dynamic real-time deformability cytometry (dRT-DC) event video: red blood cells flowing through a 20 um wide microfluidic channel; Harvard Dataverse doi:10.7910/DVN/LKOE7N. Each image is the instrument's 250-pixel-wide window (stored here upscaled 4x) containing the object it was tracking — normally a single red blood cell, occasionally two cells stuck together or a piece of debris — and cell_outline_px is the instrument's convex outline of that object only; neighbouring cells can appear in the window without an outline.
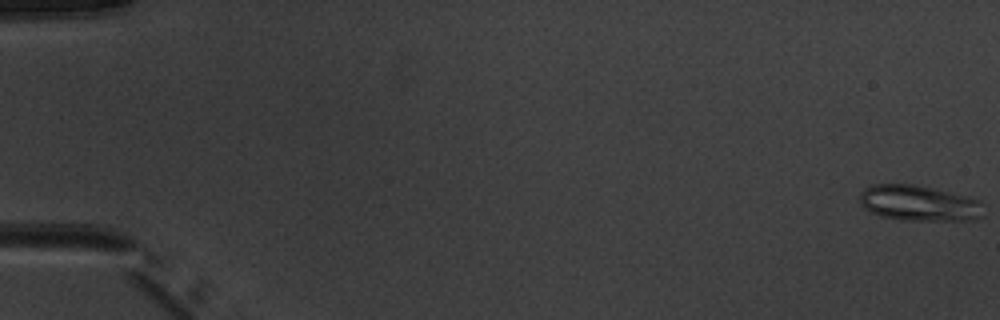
{"species": "common noctule bat (a hibernating species)", "species_latin": "Nyctalus noctula", "temperature_condition": "warm", "stored_images_in_passage": 52, "camera_frame_rate_fps": 3000, "um_per_image_px": 0.085, "animal": {"sex": "male", "body_mass_g": 20.1, "forearm_length_mm": 53.5}, "frame": {"image": 1, "passage_image": 1, "time_ms": 0.0, "image_size_px": [1000, 320], "cell_outline_px": [[984, 216], [976, 220], [900, 220], [880, 216], [864, 208], [860, 200], [860, 192], [864, 188], [872, 184], [916, 184], [972, 196], [980, 200]], "centroid_in_image_um": [78.16, 17.26], "position_along_channel_um": 6.8, "area_um2": 26.24}}
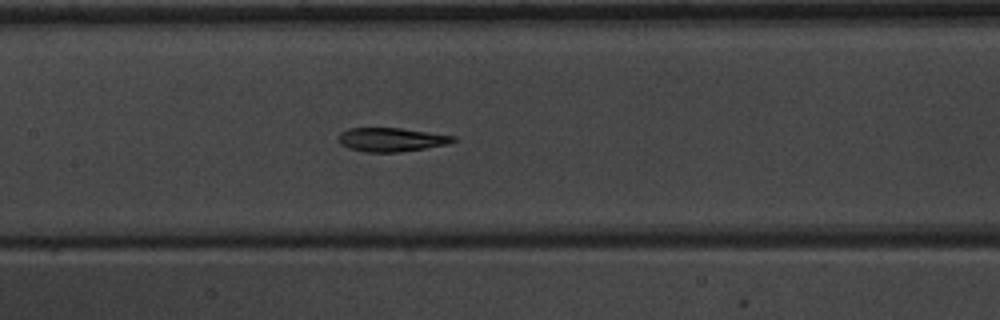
{"frame": {"image": 2, "passage_image": 26, "time_ms": 8.333, "image_size_px": [1000, 320], "cell_outline_px": [[456, 140], [448, 144], [400, 152], [364, 152], [348, 148], [340, 144], [336, 140], [336, 136], [340, 132], [348, 128], [400, 128], [456, 136]], "centroid_in_image_um": [33.19, 11.86], "position_along_channel_um": 174.2, "area_um2": 16.07}}
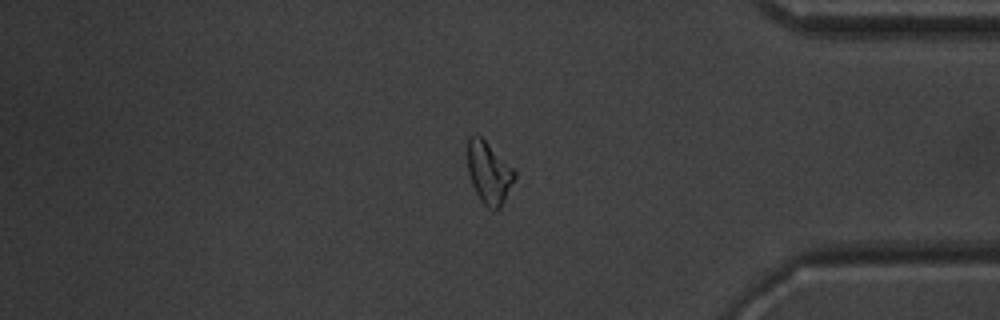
{"frame": {"image": 3, "passage_image": 44, "time_ms": 14.333, "image_size_px": [1000, 320], "cell_outline_px": [[516, 176], [500, 208], [496, 212], [492, 212], [480, 200], [472, 184], [468, 172], [468, 136], [480, 136], [516, 168]], "centroid_in_image_um": [41.59, 14.7], "position_along_channel_um": 393.6, "area_um2": 17.17}, "authors_computed_cell_mechanics": {"area_um2": 17.1377, "velocity_mm_per_s": 4.0051, "shape_relaxation_time_tau1_ms": 5.4103, "shape_relaxation_time_tau2_ms": 2.469, "deformation_change_tau1": 0.1726, "deformation_change_tau2": 0.0941}}